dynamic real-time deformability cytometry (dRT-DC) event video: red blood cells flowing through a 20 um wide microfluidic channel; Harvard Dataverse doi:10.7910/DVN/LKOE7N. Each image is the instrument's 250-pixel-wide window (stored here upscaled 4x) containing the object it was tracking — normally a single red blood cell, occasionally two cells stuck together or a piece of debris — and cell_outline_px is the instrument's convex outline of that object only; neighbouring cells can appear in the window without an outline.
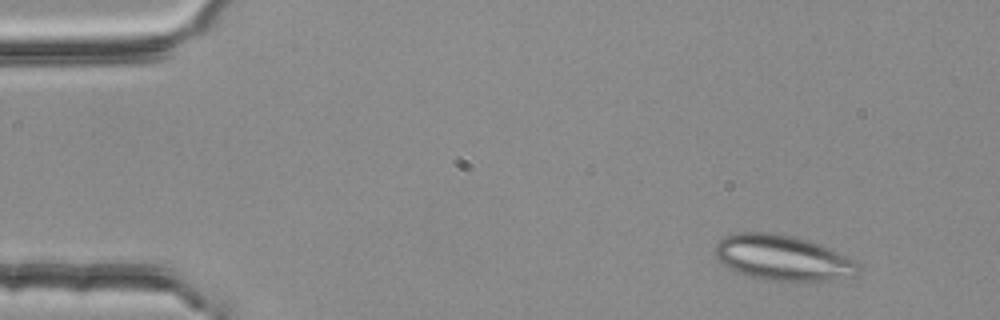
{"species": "common noctule bat (a hibernating species)", "species_latin": "Nyctalus noctula", "temperature_condition": "room temperature", "stored_images_in_passage": 4, "camera_frame_rate_fps": 3000, "um_per_image_px": 0.085, "animal": {"sex": "female", "body_mass_g": 25.1}, "frame": {"image": 1, "passage_image": 2, "time_ms": 0.333, "image_size_px": [1000, 320], "cell_outline_px": [[860, 268], [856, 276], [824, 280], [764, 280], [748, 276], [736, 272], [724, 264], [712, 252], [716, 244], [724, 236], [736, 232], [772, 232], [796, 236], [808, 240], [828, 248], [852, 260]], "centroid_in_image_um": [66.46, 21.89], "position_along_channel_um": 18.5, "area_um2": 37.57}}